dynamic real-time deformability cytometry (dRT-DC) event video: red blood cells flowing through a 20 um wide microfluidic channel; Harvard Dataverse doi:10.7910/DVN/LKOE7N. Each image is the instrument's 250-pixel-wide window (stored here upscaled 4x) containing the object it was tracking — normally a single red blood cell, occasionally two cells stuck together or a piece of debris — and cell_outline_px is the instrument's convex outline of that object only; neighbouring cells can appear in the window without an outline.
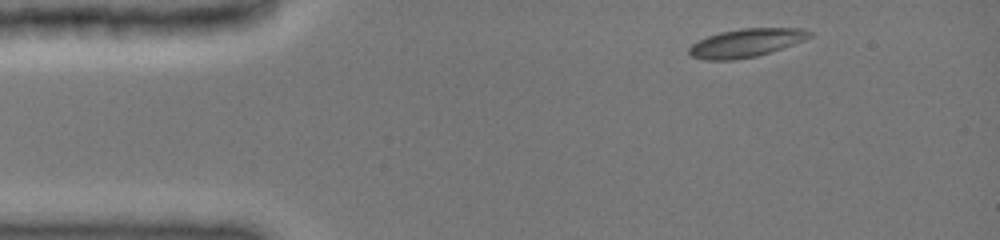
{"species": "common noctule bat (a hibernating species)", "species_latin": "Nyctalus noctula", "temperature_condition": "cold", "stored_images_in_passage": 6, "camera_frame_rate_fps": 3000, "um_per_image_px": 0.085, "animal": {"sex": "female", "body_mass_g": 19.0, "forearm_length_mm": 51.5}, "frame": {"image": 1, "passage_image": 1, "time_ms": 0.0, "image_size_px": [1000, 240], "cell_outline_px": [[812, 36], [804, 40], [756, 56], [732, 60], [704, 60], [692, 56], [688, 52], [688, 48], [692, 44], [708, 36], [720, 32], [740, 28], [804, 28], [812, 32]], "centroid_in_image_um": [63.41, 3.64], "position_along_channel_um": 21.6, "area_um2": 19.71}}
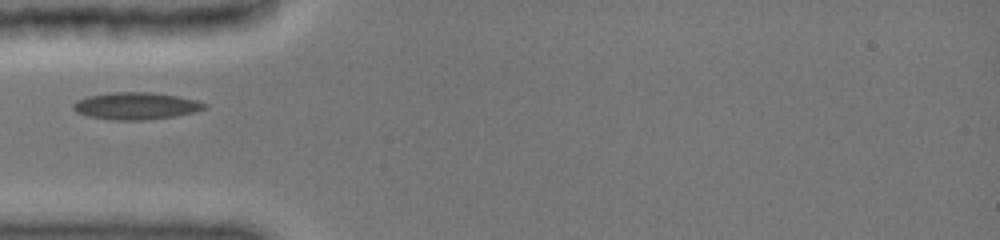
{"frame": {"image": 2, "passage_image": 5, "time_ms": 3.0, "image_size_px": [1000, 240], "cell_outline_px": [[208, 108], [176, 116], [144, 120], [112, 120], [88, 116], [76, 112], [72, 108], [72, 104], [76, 100], [88, 96], [112, 92], [152, 92], [176, 96], [196, 100], [208, 104]], "centroid_in_image_um": [11.54, 9.0], "position_along_channel_um": 73.5, "area_um2": 20.81}}